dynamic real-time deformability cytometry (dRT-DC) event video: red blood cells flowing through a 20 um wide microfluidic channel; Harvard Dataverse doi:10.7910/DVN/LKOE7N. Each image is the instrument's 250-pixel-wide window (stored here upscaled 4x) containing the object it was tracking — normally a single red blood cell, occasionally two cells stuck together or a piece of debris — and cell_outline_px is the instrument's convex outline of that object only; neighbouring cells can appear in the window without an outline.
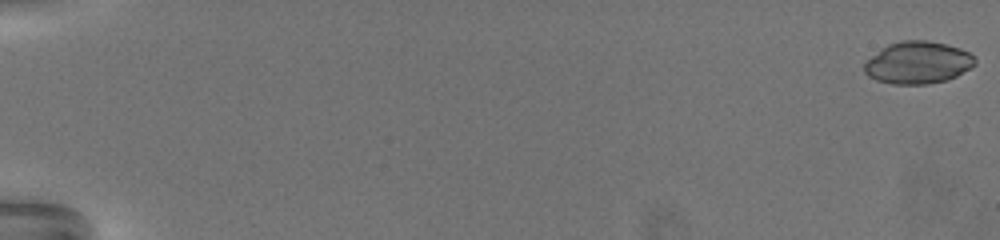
{"species": "common noctule bat (a hibernating species)", "species_latin": "Nyctalus noctula", "temperature_condition": "warm", "stored_images_in_passage": 72, "camera_frame_rate_fps": 3000, "um_per_image_px": 0.085, "animal": {"sex": "female", "body_mass_g": 19.5, "forearm_length_mm": 54.1}, "frame": {"image": 1, "passage_image": 1, "time_ms": 0.0, "image_size_px": [1000, 240], "cell_outline_px": [[976, 64], [972, 68], [948, 80], [928, 84], [892, 84], [876, 80], [868, 76], [864, 72], [864, 60], [888, 44], [904, 40], [928, 40], [948, 44], [960, 48], [976, 56]], "centroid_in_image_um": [78.03, 5.32], "position_along_channel_um": 7.0, "area_um2": 27.69}}